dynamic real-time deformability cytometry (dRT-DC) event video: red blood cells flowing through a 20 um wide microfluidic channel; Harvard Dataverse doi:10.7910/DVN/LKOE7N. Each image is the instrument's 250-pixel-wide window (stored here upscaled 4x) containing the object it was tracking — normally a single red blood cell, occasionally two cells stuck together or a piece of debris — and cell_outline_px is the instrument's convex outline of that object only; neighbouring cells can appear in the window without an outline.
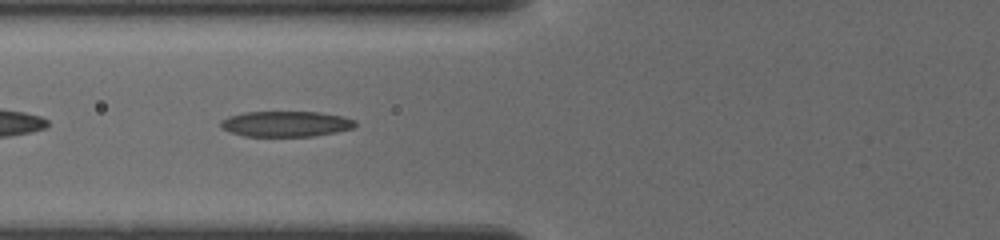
{"species": "common noctule bat (a hibernating species)", "species_latin": "Nyctalus noctula", "temperature_condition": "cold", "stored_images_in_passage": 37, "camera_frame_rate_fps": 3000, "um_per_image_px": 0.085, "animal": {"sex": "female", "body_mass_g": 19.5, "forearm_length_mm": 54.1}, "frame": {"image": 1, "passage_image": 10, "time_ms": 4.0, "image_size_px": [1000, 240], "cell_outline_px": [[356, 124], [352, 128], [336, 132], [312, 136], [244, 136], [220, 128], [220, 120], [228, 116], [244, 112], [320, 112], [340, 116], [356, 120]], "centroid_in_image_um": [24.26, 10.52], "position_along_channel_um": 101.5, "area_um2": 20.0}}
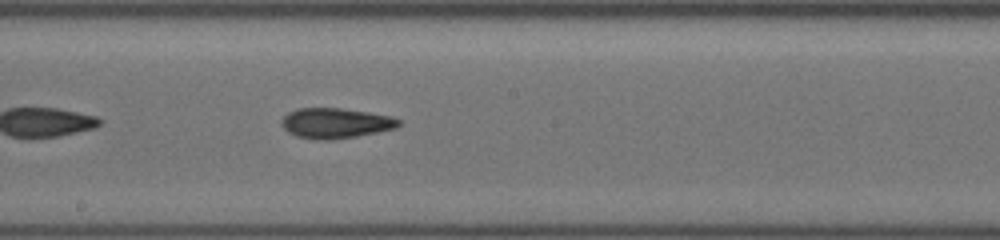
{"frame": {"image": 2, "passage_image": 18, "time_ms": 7.0, "image_size_px": [1000, 240], "cell_outline_px": [[400, 124], [396, 128], [356, 136], [328, 140], [324, 140], [296, 136], [288, 132], [284, 128], [280, 120], [288, 112], [296, 108], [340, 108], [368, 112], [392, 116], [400, 120]], "centroid_in_image_um": [28.51, 10.45], "position_along_channel_um": 219.7, "area_um2": 20.52}}
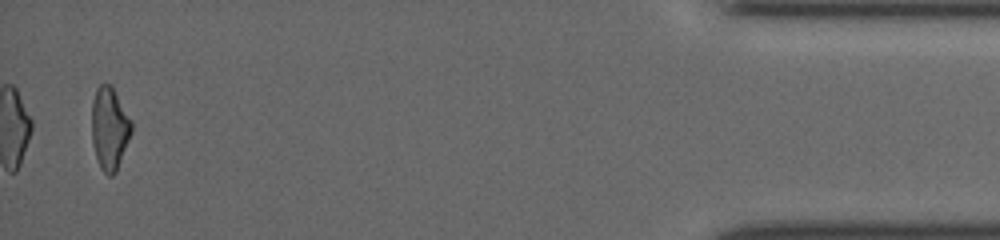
{"frame": {"image": 3, "passage_image": 37, "time_ms": 14.0, "image_size_px": [1000, 240], "cell_outline_px": [[132, 132], [116, 172], [112, 176], [108, 176], [100, 168], [92, 144], [92, 100], [96, 88], [104, 80], [112, 84], [132, 120]], "centroid_in_image_um": [9.31, 10.85], "position_along_channel_um": 425.9, "area_um2": 19.59}}